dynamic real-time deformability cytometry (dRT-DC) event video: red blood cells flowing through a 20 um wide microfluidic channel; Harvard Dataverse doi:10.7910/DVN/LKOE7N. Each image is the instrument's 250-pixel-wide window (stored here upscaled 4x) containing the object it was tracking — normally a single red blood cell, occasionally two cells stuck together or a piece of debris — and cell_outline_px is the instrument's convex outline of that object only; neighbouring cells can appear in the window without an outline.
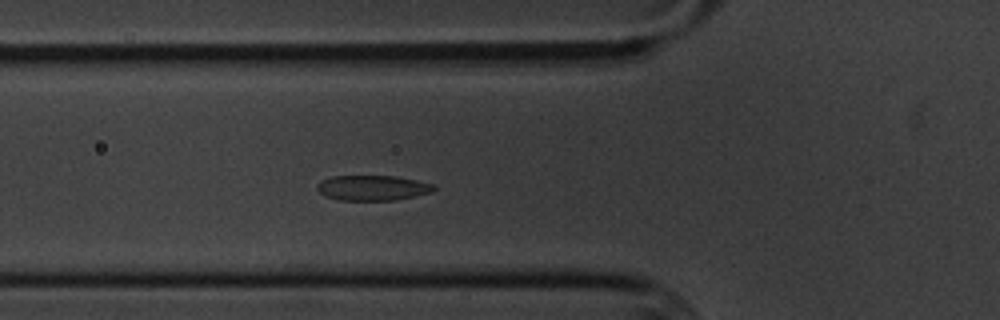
{"species": "common noctule bat (a hibernating species)", "species_latin": "Nyctalus noctula", "temperature_condition": "cold", "stored_images_in_passage": 5, "camera_frame_rate_fps": 3000, "um_per_image_px": 0.085, "animal": {"sex": "male", "body_mass_g": 20.1, "forearm_length_mm": 53.5}, "frame": {"image": 1, "passage_image": 5, "time_ms": 4.667, "image_size_px": [1000, 320], "cell_outline_px": [[436, 188], [432, 192], [416, 196], [396, 200], [340, 200], [324, 196], [316, 188], [316, 184], [320, 180], [332, 176], [396, 176], [436, 184]], "centroid_in_image_um": [31.67, 15.96], "position_along_channel_um": 94.1, "area_um2": 17.34}}